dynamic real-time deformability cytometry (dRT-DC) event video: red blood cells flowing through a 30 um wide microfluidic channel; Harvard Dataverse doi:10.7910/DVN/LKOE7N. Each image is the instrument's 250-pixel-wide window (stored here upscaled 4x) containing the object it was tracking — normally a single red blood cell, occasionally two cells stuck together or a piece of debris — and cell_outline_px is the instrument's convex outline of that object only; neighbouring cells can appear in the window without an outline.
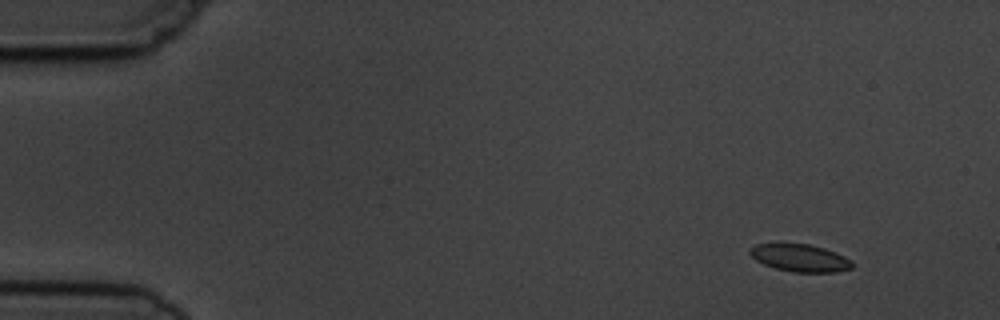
{"species": "common noctule bat (a hibernating species)", "species_latin": "Nyctalus noctula", "temperature_condition": "cold", "stored_images_in_passage": 16, "camera_frame_rate_fps": 3000, "um_per_image_px": 0.085, "animal": {"sex": "male", "body_mass_g": 19.5, "forearm_length_mm": 54.6}, "frame": {"image": 1, "passage_image": 2, "time_ms": 1.333, "image_size_px": [1000, 320], "cell_outline_px": [[852, 268], [836, 272], [792, 272], [776, 268], [764, 264], [756, 260], [748, 252], [756, 244], [808, 244], [824, 248], [836, 252], [852, 260]], "centroid_in_image_um": [68.03, 21.93], "position_along_channel_um": 17.0, "area_um2": 16.18}}
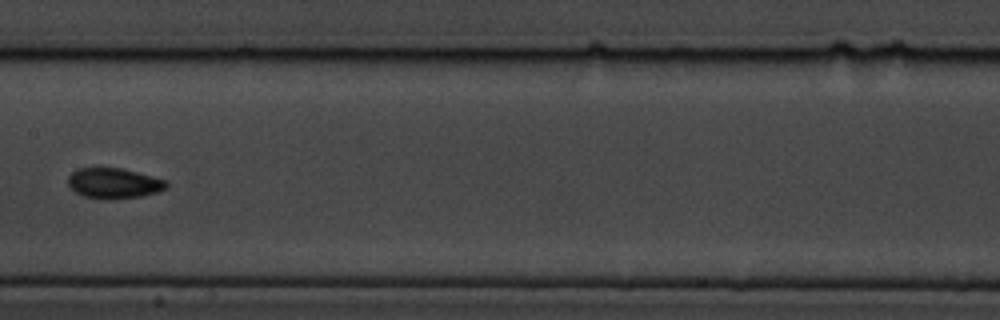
{"frame": {"image": 2, "passage_image": 8, "time_ms": 9.0, "image_size_px": [1000, 320], "cell_outline_px": [[168, 188], [160, 192], [140, 196], [108, 200], [100, 200], [84, 196], [76, 192], [68, 184], [68, 176], [76, 168], [96, 164], [120, 168], [136, 172], [164, 180], [168, 184]], "centroid_in_image_um": [9.61, 15.54], "position_along_channel_um": 197.8, "area_um2": 18.09}}
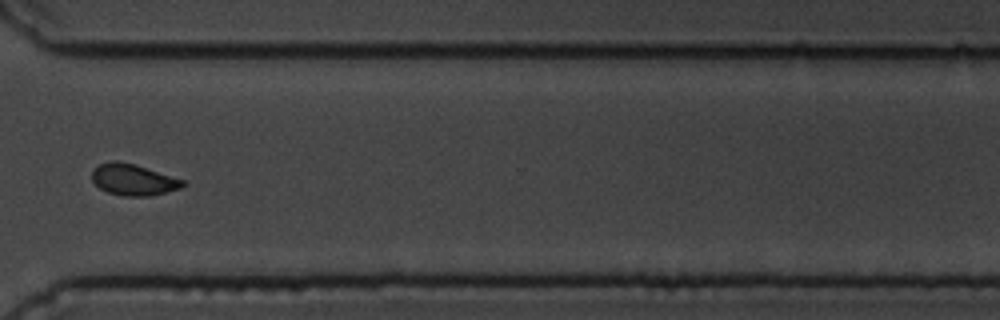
{"frame": {"image": 3, "passage_image": 12, "time_ms": 13.333, "image_size_px": [1000, 320], "cell_outline_px": [[184, 184], [180, 188], [148, 196], [124, 196], [108, 192], [100, 188], [92, 180], [92, 172], [100, 164], [112, 160], [116, 160], [136, 164], [184, 180]], "centroid_in_image_um": [11.31, 15.26], "position_along_channel_um": 359.3, "area_um2": 16.36}}